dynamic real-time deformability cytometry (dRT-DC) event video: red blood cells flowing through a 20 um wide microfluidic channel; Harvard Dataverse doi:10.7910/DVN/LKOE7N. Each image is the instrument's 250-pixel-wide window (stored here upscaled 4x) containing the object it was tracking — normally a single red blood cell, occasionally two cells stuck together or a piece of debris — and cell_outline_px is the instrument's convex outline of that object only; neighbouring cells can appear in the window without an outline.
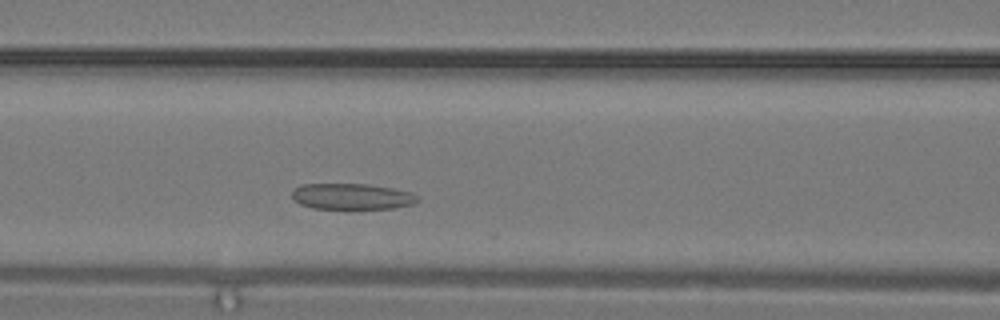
{"species": "common noctule bat (a hibernating species)", "species_latin": "Nyctalus noctula", "temperature_condition": "warm", "stored_images_in_passage": 5, "camera_frame_rate_fps": 3000, "um_per_image_px": 0.085, "animal": {"sex": "male", "body_mass_g": 19.2, "forearm_length_mm": 51.8}, "frame": {"image": 1, "passage_image": 5, "time_ms": 1.333, "image_size_px": [1000, 320], "cell_outline_px": [[420, 200], [412, 204], [392, 208], [312, 208], [300, 204], [292, 200], [292, 192], [296, 188], [304, 184], [368, 184], [392, 188], [408, 192], [420, 196]], "centroid_in_image_um": [29.9, 16.69], "position_along_channel_um": 136.7, "area_um2": 18.84}}